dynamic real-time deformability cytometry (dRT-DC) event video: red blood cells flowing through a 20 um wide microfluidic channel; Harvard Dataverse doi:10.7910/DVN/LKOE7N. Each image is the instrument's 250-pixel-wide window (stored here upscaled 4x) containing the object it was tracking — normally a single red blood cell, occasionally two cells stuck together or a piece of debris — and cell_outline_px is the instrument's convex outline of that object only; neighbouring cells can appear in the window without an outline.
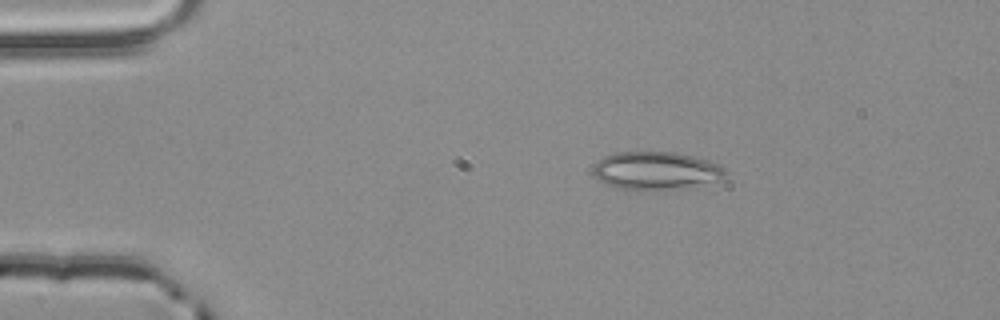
{"species": "common noctule bat (a hibernating species)", "species_latin": "Nyctalus noctula", "temperature_condition": "room temperature", "stored_images_in_passage": 16, "camera_frame_rate_fps": 3000, "um_per_image_px": 0.085, "animal": {"sex": "male", "body_mass_g": 20.4}, "frame": {"image": 1, "passage_image": 1, "time_ms": 0.0, "image_size_px": [1000, 320], "cell_outline_px": [[724, 180], [684, 188], [616, 188], [604, 184], [592, 176], [592, 168], [604, 156], [616, 152], [676, 152], [708, 160], [724, 168]], "centroid_in_image_um": [55.74, 14.49], "position_along_channel_um": 29.3, "area_um2": 28.96}}